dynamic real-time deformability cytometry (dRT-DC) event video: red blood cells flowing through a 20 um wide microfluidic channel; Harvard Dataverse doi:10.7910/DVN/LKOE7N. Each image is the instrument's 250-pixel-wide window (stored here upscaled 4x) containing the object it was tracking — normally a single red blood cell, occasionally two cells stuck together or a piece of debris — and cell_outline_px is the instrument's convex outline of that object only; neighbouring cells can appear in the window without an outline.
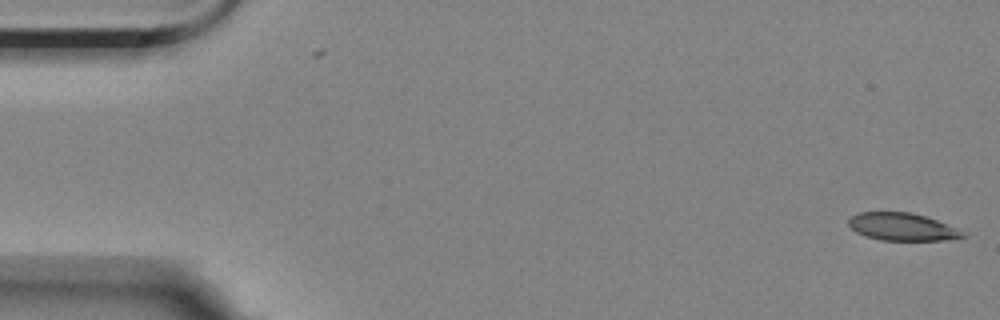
{"species": "Egyptian fruit bat (a non-hibernating species)", "species_latin": "Rousettus aegyptiacus", "temperature_condition": "room temperature", "stored_images_in_passage": 2, "camera_frame_rate_fps": 3000, "um_per_image_px": 0.085, "animal": {"sex": "female"}, "frame": {"image": 1, "passage_image": 2, "time_ms": 0.333, "image_size_px": [1000, 320], "cell_outline_px": [[968, 236], [944, 240], [884, 240], [868, 236], [856, 232], [848, 224], [848, 220], [852, 216], [860, 212], [912, 212], [936, 220], [968, 232]], "centroid_in_image_um": [76.74, 19.28], "position_along_channel_um": 8.3, "area_um2": 18.26}}